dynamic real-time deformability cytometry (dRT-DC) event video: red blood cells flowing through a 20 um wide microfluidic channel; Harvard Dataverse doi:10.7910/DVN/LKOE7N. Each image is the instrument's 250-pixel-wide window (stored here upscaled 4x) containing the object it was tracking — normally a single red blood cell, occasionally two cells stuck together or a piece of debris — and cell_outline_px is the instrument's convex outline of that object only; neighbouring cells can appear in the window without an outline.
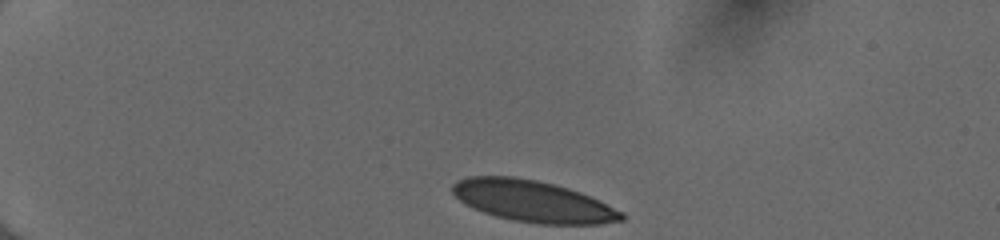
{"species": "human", "species_latin": "Homo sapiens", "temperature_condition": "cold", "stored_images_in_passage": 37, "camera_frame_rate_fps": 3000, "um_per_image_px": 0.085, "donor": {"sex": "female"}, "frame": {"image": 1, "passage_image": 1, "time_ms": 0.0, "image_size_px": [1000, 240], "cell_outline_px": [[624, 220], [600, 224], [540, 224], [512, 220], [496, 216], [484, 212], [460, 200], [452, 192], [452, 184], [456, 180], [468, 176], [512, 176], [536, 180], [568, 188], [580, 192], [624, 212]], "centroid_in_image_um": [45.3, 17.1], "position_along_channel_um": 39.7, "area_um2": 40.58}}
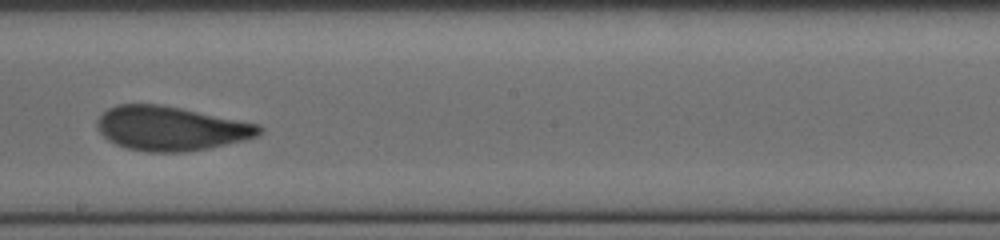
{"frame": {"image": 2, "passage_image": 21, "time_ms": 6.667, "image_size_px": [1000, 240], "cell_outline_px": [[264, 132], [256, 136], [244, 140], [208, 148], [188, 152], [148, 152], [128, 148], [116, 144], [108, 140], [96, 128], [96, 120], [108, 108], [116, 104], [160, 104], [260, 124], [264, 128]], "centroid_in_image_um": [14.52, 10.91], "position_along_channel_um": 233.7, "area_um2": 41.85}}
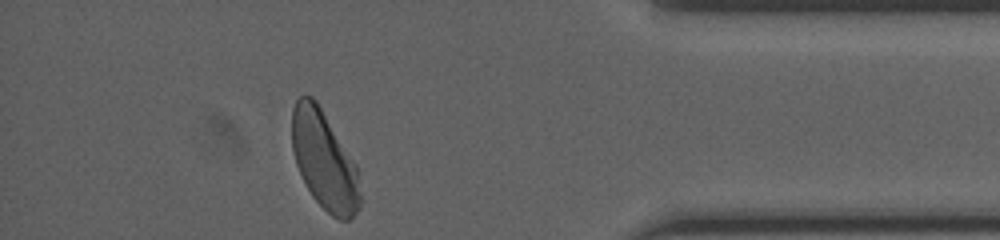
{"frame": {"image": 3, "passage_image": 36, "time_ms": 11.667, "image_size_px": [1000, 240], "cell_outline_px": [[360, 208], [348, 220], [340, 220], [332, 216], [312, 196], [296, 164], [292, 148], [292, 108], [296, 100], [300, 96], [312, 96], [316, 100], [356, 164], [360, 196]], "centroid_in_image_um": [27.55, 13.62], "position_along_channel_um": 407.6, "area_um2": 38.61}, "authors_computed_cell_mechanics": {"area_um2": 41.7894, "velocity_mm_per_s": 3.9921, "shape_relaxation_time_tau1_ms": 4.1064, "shape_relaxation_time_tau2_ms": null, "deformation_change_tau1": 0.138, "deformation_change_tau2": null}}